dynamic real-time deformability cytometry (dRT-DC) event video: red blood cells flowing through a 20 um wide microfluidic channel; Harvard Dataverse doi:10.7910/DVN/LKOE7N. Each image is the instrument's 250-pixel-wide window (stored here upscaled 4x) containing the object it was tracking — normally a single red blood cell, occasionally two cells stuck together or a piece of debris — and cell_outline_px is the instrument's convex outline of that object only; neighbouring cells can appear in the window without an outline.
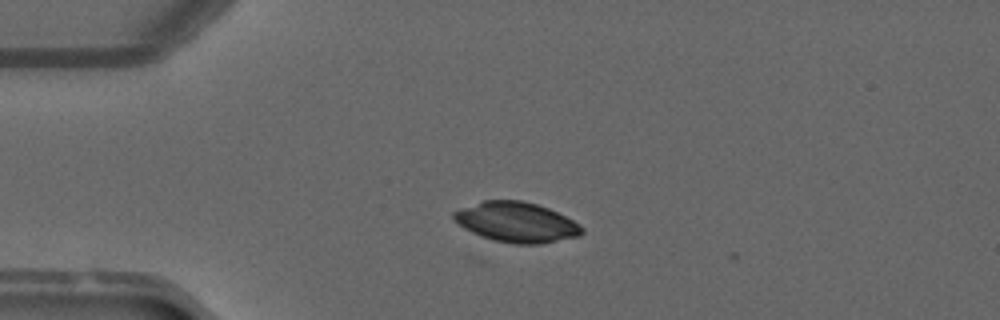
{"species": "common noctule bat (a hibernating species)", "species_latin": "Nyctalus noctula", "temperature_condition": "warm", "stored_images_in_passage": 4, "camera_frame_rate_fps": 3000, "um_per_image_px": 0.085, "animal": {"sex": "male", "forearm_length_mm": 52.5}, "frame": {"image": 1, "passage_image": 2, "time_ms": 0.333, "image_size_px": [1000, 320], "cell_outline_px": [[584, 232], [580, 236], [540, 244], [516, 244], [492, 240], [480, 236], [464, 228], [452, 220], [452, 212], [460, 208], [484, 200], [520, 200], [536, 204], [548, 208], [580, 224], [584, 228]], "centroid_in_image_um": [43.87, 18.89], "position_along_channel_um": 41.1, "area_um2": 30.06}}